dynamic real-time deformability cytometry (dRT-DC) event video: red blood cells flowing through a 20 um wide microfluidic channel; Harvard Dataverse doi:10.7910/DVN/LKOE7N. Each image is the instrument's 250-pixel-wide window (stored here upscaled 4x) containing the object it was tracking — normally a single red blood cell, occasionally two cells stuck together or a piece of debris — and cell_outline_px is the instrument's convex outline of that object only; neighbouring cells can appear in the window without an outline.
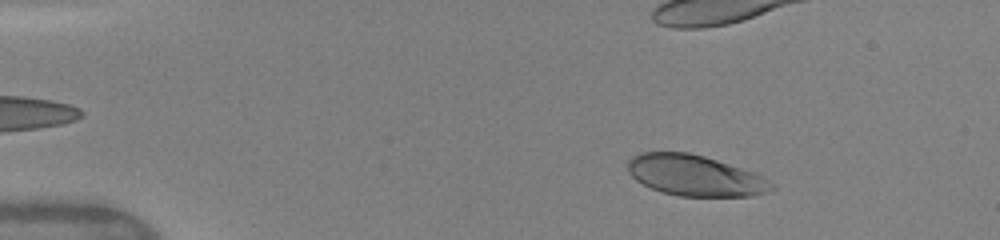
{"species": "human", "species_latin": "Homo sapiens", "temperature_condition": "warm", "stored_images_in_passage": 44, "camera_frame_rate_fps": 3000, "um_per_image_px": 0.085, "donor": {"sex": "female"}, "frame": {"image": 1, "passage_image": 7, "time_ms": 2.0, "image_size_px": [1000, 240], "cell_outline_px": [[776, 188], [752, 196], [680, 196], [660, 192], [636, 180], [628, 172], [628, 160], [632, 156], [640, 152], [688, 152], [704, 156], [752, 172], [776, 184]], "centroid_in_image_um": [59.05, 14.92], "position_along_channel_um": 26.0, "area_um2": 33.99}, "authors_computed_cell_mechanics": {"area_um2": 36.5296, "velocity_mm_per_s": 4.1052, "shape_relaxation_time_tau1_ms": 2.0283, "shape_relaxation_time_tau2_ms": null, "deformation_change_tau1": 0.1476, "deformation_change_tau2": null}}